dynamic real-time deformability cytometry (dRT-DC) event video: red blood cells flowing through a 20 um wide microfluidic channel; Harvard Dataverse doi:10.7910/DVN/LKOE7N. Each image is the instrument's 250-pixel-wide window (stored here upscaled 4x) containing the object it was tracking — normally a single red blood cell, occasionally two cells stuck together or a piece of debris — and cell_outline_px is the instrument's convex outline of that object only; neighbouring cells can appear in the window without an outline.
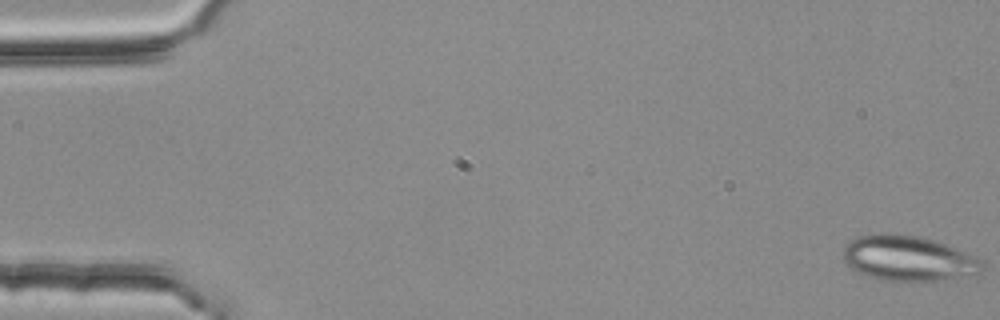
{"species": "common noctule bat (a hibernating species)", "species_latin": "Nyctalus noctula", "temperature_condition": "room temperature", "stored_images_in_passage": 4, "camera_frame_rate_fps": 3000, "um_per_image_px": 0.085, "animal": {"sex": "female", "body_mass_g": 25.1}, "frame": {"image": 1, "passage_image": 1, "time_ms": 0.0, "image_size_px": [1000, 320], "cell_outline_px": [[984, 268], [980, 272], [924, 284], [912, 284], [880, 280], [868, 276], [852, 268], [844, 260], [844, 248], [856, 236], [876, 232], [888, 232], [920, 236], [956, 248], [976, 256], [984, 260]], "centroid_in_image_um": [77.22, 21.99], "position_along_channel_um": 7.8, "area_um2": 37.63}}